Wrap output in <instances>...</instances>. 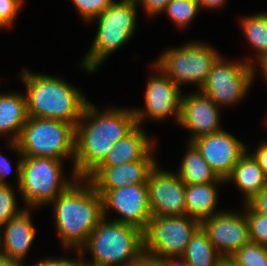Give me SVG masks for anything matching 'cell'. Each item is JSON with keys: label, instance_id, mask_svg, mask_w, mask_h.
Masks as SVG:
<instances>
[{"label": "cell", "instance_id": "cell-23", "mask_svg": "<svg viewBox=\"0 0 267 266\" xmlns=\"http://www.w3.org/2000/svg\"><path fill=\"white\" fill-rule=\"evenodd\" d=\"M189 148L183 157L179 172L177 175L185 183L189 185L206 184L211 182L224 183L225 180L219 178L211 169L209 164L203 159L200 151L196 146L189 142Z\"/></svg>", "mask_w": 267, "mask_h": 266}, {"label": "cell", "instance_id": "cell-4", "mask_svg": "<svg viewBox=\"0 0 267 266\" xmlns=\"http://www.w3.org/2000/svg\"><path fill=\"white\" fill-rule=\"evenodd\" d=\"M107 220L97 225L83 246L93 257L92 262L82 258L83 266H126L144 252L142 230Z\"/></svg>", "mask_w": 267, "mask_h": 266}, {"label": "cell", "instance_id": "cell-35", "mask_svg": "<svg viewBox=\"0 0 267 266\" xmlns=\"http://www.w3.org/2000/svg\"><path fill=\"white\" fill-rule=\"evenodd\" d=\"M126 266H162L161 260L143 252L137 259Z\"/></svg>", "mask_w": 267, "mask_h": 266}, {"label": "cell", "instance_id": "cell-19", "mask_svg": "<svg viewBox=\"0 0 267 266\" xmlns=\"http://www.w3.org/2000/svg\"><path fill=\"white\" fill-rule=\"evenodd\" d=\"M144 131L141 126L137 125L112 146L105 159L97 167H112L142 160L154 149V142H151Z\"/></svg>", "mask_w": 267, "mask_h": 266}, {"label": "cell", "instance_id": "cell-39", "mask_svg": "<svg viewBox=\"0 0 267 266\" xmlns=\"http://www.w3.org/2000/svg\"><path fill=\"white\" fill-rule=\"evenodd\" d=\"M162 266H187V264L180 258L177 261L175 258H165L161 260Z\"/></svg>", "mask_w": 267, "mask_h": 266}, {"label": "cell", "instance_id": "cell-14", "mask_svg": "<svg viewBox=\"0 0 267 266\" xmlns=\"http://www.w3.org/2000/svg\"><path fill=\"white\" fill-rule=\"evenodd\" d=\"M160 74L153 75L145 91V109H133L136 117V124L142 126V120L150 116L155 120L166 119L174 115L177 121L180 119V107L182 92L155 64L153 65Z\"/></svg>", "mask_w": 267, "mask_h": 266}, {"label": "cell", "instance_id": "cell-25", "mask_svg": "<svg viewBox=\"0 0 267 266\" xmlns=\"http://www.w3.org/2000/svg\"><path fill=\"white\" fill-rule=\"evenodd\" d=\"M241 27L257 58L267 53V12L242 17Z\"/></svg>", "mask_w": 267, "mask_h": 266}, {"label": "cell", "instance_id": "cell-43", "mask_svg": "<svg viewBox=\"0 0 267 266\" xmlns=\"http://www.w3.org/2000/svg\"><path fill=\"white\" fill-rule=\"evenodd\" d=\"M219 266H237L232 260L229 258H224Z\"/></svg>", "mask_w": 267, "mask_h": 266}, {"label": "cell", "instance_id": "cell-27", "mask_svg": "<svg viewBox=\"0 0 267 266\" xmlns=\"http://www.w3.org/2000/svg\"><path fill=\"white\" fill-rule=\"evenodd\" d=\"M229 259L237 266H267V247L250 241Z\"/></svg>", "mask_w": 267, "mask_h": 266}, {"label": "cell", "instance_id": "cell-3", "mask_svg": "<svg viewBox=\"0 0 267 266\" xmlns=\"http://www.w3.org/2000/svg\"><path fill=\"white\" fill-rule=\"evenodd\" d=\"M20 78L26 85L28 117L55 119L76 127L89 102L77 88L61 78L28 70Z\"/></svg>", "mask_w": 267, "mask_h": 266}, {"label": "cell", "instance_id": "cell-29", "mask_svg": "<svg viewBox=\"0 0 267 266\" xmlns=\"http://www.w3.org/2000/svg\"><path fill=\"white\" fill-rule=\"evenodd\" d=\"M14 189L9 184H0V226L18 216L24 209L17 208Z\"/></svg>", "mask_w": 267, "mask_h": 266}, {"label": "cell", "instance_id": "cell-18", "mask_svg": "<svg viewBox=\"0 0 267 266\" xmlns=\"http://www.w3.org/2000/svg\"><path fill=\"white\" fill-rule=\"evenodd\" d=\"M30 216L31 213L27 207L3 225L4 235L0 234V248L17 266L22 264L36 234Z\"/></svg>", "mask_w": 267, "mask_h": 266}, {"label": "cell", "instance_id": "cell-31", "mask_svg": "<svg viewBox=\"0 0 267 266\" xmlns=\"http://www.w3.org/2000/svg\"><path fill=\"white\" fill-rule=\"evenodd\" d=\"M23 0H0V13L12 25L21 10Z\"/></svg>", "mask_w": 267, "mask_h": 266}, {"label": "cell", "instance_id": "cell-41", "mask_svg": "<svg viewBox=\"0 0 267 266\" xmlns=\"http://www.w3.org/2000/svg\"><path fill=\"white\" fill-rule=\"evenodd\" d=\"M256 60L258 61L257 63L260 65L259 67H261L263 75L267 80V53L261 55L259 58H256Z\"/></svg>", "mask_w": 267, "mask_h": 266}, {"label": "cell", "instance_id": "cell-30", "mask_svg": "<svg viewBox=\"0 0 267 266\" xmlns=\"http://www.w3.org/2000/svg\"><path fill=\"white\" fill-rule=\"evenodd\" d=\"M74 7L84 20L98 17L114 0H72Z\"/></svg>", "mask_w": 267, "mask_h": 266}, {"label": "cell", "instance_id": "cell-10", "mask_svg": "<svg viewBox=\"0 0 267 266\" xmlns=\"http://www.w3.org/2000/svg\"><path fill=\"white\" fill-rule=\"evenodd\" d=\"M227 63L219 56L212 64L205 84L199 89L216 105H227L242 100L251 87L255 73L253 63Z\"/></svg>", "mask_w": 267, "mask_h": 266}, {"label": "cell", "instance_id": "cell-36", "mask_svg": "<svg viewBox=\"0 0 267 266\" xmlns=\"http://www.w3.org/2000/svg\"><path fill=\"white\" fill-rule=\"evenodd\" d=\"M252 155L258 161L267 179V142L261 143Z\"/></svg>", "mask_w": 267, "mask_h": 266}, {"label": "cell", "instance_id": "cell-37", "mask_svg": "<svg viewBox=\"0 0 267 266\" xmlns=\"http://www.w3.org/2000/svg\"><path fill=\"white\" fill-rule=\"evenodd\" d=\"M10 161L0 153V184H8L5 177L11 172Z\"/></svg>", "mask_w": 267, "mask_h": 266}, {"label": "cell", "instance_id": "cell-17", "mask_svg": "<svg viewBox=\"0 0 267 266\" xmlns=\"http://www.w3.org/2000/svg\"><path fill=\"white\" fill-rule=\"evenodd\" d=\"M219 106L200 90L181 97L178 124L191 131V141L198 137L219 132Z\"/></svg>", "mask_w": 267, "mask_h": 266}, {"label": "cell", "instance_id": "cell-7", "mask_svg": "<svg viewBox=\"0 0 267 266\" xmlns=\"http://www.w3.org/2000/svg\"><path fill=\"white\" fill-rule=\"evenodd\" d=\"M76 127L72 124L28 117L17 144L23 157H46L62 160L75 158Z\"/></svg>", "mask_w": 267, "mask_h": 266}, {"label": "cell", "instance_id": "cell-9", "mask_svg": "<svg viewBox=\"0 0 267 266\" xmlns=\"http://www.w3.org/2000/svg\"><path fill=\"white\" fill-rule=\"evenodd\" d=\"M200 222L185 215L152 216L143 231L144 252L159 258H181ZM177 257V258H176Z\"/></svg>", "mask_w": 267, "mask_h": 266}, {"label": "cell", "instance_id": "cell-42", "mask_svg": "<svg viewBox=\"0 0 267 266\" xmlns=\"http://www.w3.org/2000/svg\"><path fill=\"white\" fill-rule=\"evenodd\" d=\"M11 24L4 18V16L0 13V29L10 27Z\"/></svg>", "mask_w": 267, "mask_h": 266}, {"label": "cell", "instance_id": "cell-8", "mask_svg": "<svg viewBox=\"0 0 267 266\" xmlns=\"http://www.w3.org/2000/svg\"><path fill=\"white\" fill-rule=\"evenodd\" d=\"M219 56L210 45L191 42L164 51L155 65L179 88L185 83H195L201 89Z\"/></svg>", "mask_w": 267, "mask_h": 266}, {"label": "cell", "instance_id": "cell-6", "mask_svg": "<svg viewBox=\"0 0 267 266\" xmlns=\"http://www.w3.org/2000/svg\"><path fill=\"white\" fill-rule=\"evenodd\" d=\"M137 6L135 0L114 1L98 17L97 34L82 66L94 72L110 53L120 48L132 37L136 29Z\"/></svg>", "mask_w": 267, "mask_h": 266}, {"label": "cell", "instance_id": "cell-1", "mask_svg": "<svg viewBox=\"0 0 267 266\" xmlns=\"http://www.w3.org/2000/svg\"><path fill=\"white\" fill-rule=\"evenodd\" d=\"M136 126L133 109L108 108L102 112L88 102L76 125L72 173L75 181L85 179L105 159L112 146Z\"/></svg>", "mask_w": 267, "mask_h": 266}, {"label": "cell", "instance_id": "cell-33", "mask_svg": "<svg viewBox=\"0 0 267 266\" xmlns=\"http://www.w3.org/2000/svg\"><path fill=\"white\" fill-rule=\"evenodd\" d=\"M78 259H66L65 258H46L44 260H41L40 262H37L36 264H33L31 266H83L82 264V255H80L78 251ZM19 266H24V264H20ZM26 266V265H25Z\"/></svg>", "mask_w": 267, "mask_h": 266}, {"label": "cell", "instance_id": "cell-28", "mask_svg": "<svg viewBox=\"0 0 267 266\" xmlns=\"http://www.w3.org/2000/svg\"><path fill=\"white\" fill-rule=\"evenodd\" d=\"M244 205L251 241L267 247V216L254 212L246 203Z\"/></svg>", "mask_w": 267, "mask_h": 266}, {"label": "cell", "instance_id": "cell-2", "mask_svg": "<svg viewBox=\"0 0 267 266\" xmlns=\"http://www.w3.org/2000/svg\"><path fill=\"white\" fill-rule=\"evenodd\" d=\"M81 182L87 184L81 185ZM52 202L55 226L64 247H75L82 255L90 234L104 219L101 195L88 180L78 178Z\"/></svg>", "mask_w": 267, "mask_h": 266}, {"label": "cell", "instance_id": "cell-38", "mask_svg": "<svg viewBox=\"0 0 267 266\" xmlns=\"http://www.w3.org/2000/svg\"><path fill=\"white\" fill-rule=\"evenodd\" d=\"M199 2L200 9L205 8H220L224 3H226V0H197Z\"/></svg>", "mask_w": 267, "mask_h": 266}, {"label": "cell", "instance_id": "cell-40", "mask_svg": "<svg viewBox=\"0 0 267 266\" xmlns=\"http://www.w3.org/2000/svg\"><path fill=\"white\" fill-rule=\"evenodd\" d=\"M0 266H17L1 248H0Z\"/></svg>", "mask_w": 267, "mask_h": 266}, {"label": "cell", "instance_id": "cell-24", "mask_svg": "<svg viewBox=\"0 0 267 266\" xmlns=\"http://www.w3.org/2000/svg\"><path fill=\"white\" fill-rule=\"evenodd\" d=\"M181 259L187 266H219L224 258L200 227L191 237Z\"/></svg>", "mask_w": 267, "mask_h": 266}, {"label": "cell", "instance_id": "cell-20", "mask_svg": "<svg viewBox=\"0 0 267 266\" xmlns=\"http://www.w3.org/2000/svg\"><path fill=\"white\" fill-rule=\"evenodd\" d=\"M233 180V181H232ZM225 181H232L244 194L245 203L267 186V179L255 157L246 151Z\"/></svg>", "mask_w": 267, "mask_h": 266}, {"label": "cell", "instance_id": "cell-13", "mask_svg": "<svg viewBox=\"0 0 267 266\" xmlns=\"http://www.w3.org/2000/svg\"><path fill=\"white\" fill-rule=\"evenodd\" d=\"M152 216H182L186 214V184L172 172L159 170L158 164L147 180Z\"/></svg>", "mask_w": 267, "mask_h": 266}, {"label": "cell", "instance_id": "cell-26", "mask_svg": "<svg viewBox=\"0 0 267 266\" xmlns=\"http://www.w3.org/2000/svg\"><path fill=\"white\" fill-rule=\"evenodd\" d=\"M200 6L197 0H171L165 7L164 12L178 26L185 27L197 16Z\"/></svg>", "mask_w": 267, "mask_h": 266}, {"label": "cell", "instance_id": "cell-16", "mask_svg": "<svg viewBox=\"0 0 267 266\" xmlns=\"http://www.w3.org/2000/svg\"><path fill=\"white\" fill-rule=\"evenodd\" d=\"M152 151L153 149L142 160L112 167H96L85 179L101 196L111 189L147 183L150 172L157 165Z\"/></svg>", "mask_w": 267, "mask_h": 266}, {"label": "cell", "instance_id": "cell-34", "mask_svg": "<svg viewBox=\"0 0 267 266\" xmlns=\"http://www.w3.org/2000/svg\"><path fill=\"white\" fill-rule=\"evenodd\" d=\"M136 3L139 5L141 3L147 12V14L150 16L157 15L158 13H161L164 11L166 5L171 0H135Z\"/></svg>", "mask_w": 267, "mask_h": 266}, {"label": "cell", "instance_id": "cell-21", "mask_svg": "<svg viewBox=\"0 0 267 266\" xmlns=\"http://www.w3.org/2000/svg\"><path fill=\"white\" fill-rule=\"evenodd\" d=\"M217 184L221 183L186 184L185 208L187 216L201 223L205 219L219 213L215 211V206L218 203Z\"/></svg>", "mask_w": 267, "mask_h": 266}, {"label": "cell", "instance_id": "cell-5", "mask_svg": "<svg viewBox=\"0 0 267 266\" xmlns=\"http://www.w3.org/2000/svg\"><path fill=\"white\" fill-rule=\"evenodd\" d=\"M21 156L17 162V182L24 202L29 206L47 205L65 192L75 181L62 175V160L46 157H23L17 142L9 141Z\"/></svg>", "mask_w": 267, "mask_h": 266}, {"label": "cell", "instance_id": "cell-12", "mask_svg": "<svg viewBox=\"0 0 267 266\" xmlns=\"http://www.w3.org/2000/svg\"><path fill=\"white\" fill-rule=\"evenodd\" d=\"M200 227L223 258H229L251 241L245 213L222 211L202 221Z\"/></svg>", "mask_w": 267, "mask_h": 266}, {"label": "cell", "instance_id": "cell-22", "mask_svg": "<svg viewBox=\"0 0 267 266\" xmlns=\"http://www.w3.org/2000/svg\"><path fill=\"white\" fill-rule=\"evenodd\" d=\"M28 119L26 98L21 93L0 94V135L12 133L10 141H17Z\"/></svg>", "mask_w": 267, "mask_h": 266}, {"label": "cell", "instance_id": "cell-15", "mask_svg": "<svg viewBox=\"0 0 267 266\" xmlns=\"http://www.w3.org/2000/svg\"><path fill=\"white\" fill-rule=\"evenodd\" d=\"M192 143L216 175L224 180L247 151L241 141L225 130L198 137Z\"/></svg>", "mask_w": 267, "mask_h": 266}, {"label": "cell", "instance_id": "cell-11", "mask_svg": "<svg viewBox=\"0 0 267 266\" xmlns=\"http://www.w3.org/2000/svg\"><path fill=\"white\" fill-rule=\"evenodd\" d=\"M104 218L107 210L114 209L121 217L112 220L129 224L144 231L152 217L147 183L129 184L111 189L102 196Z\"/></svg>", "mask_w": 267, "mask_h": 266}, {"label": "cell", "instance_id": "cell-32", "mask_svg": "<svg viewBox=\"0 0 267 266\" xmlns=\"http://www.w3.org/2000/svg\"><path fill=\"white\" fill-rule=\"evenodd\" d=\"M246 204L254 212L267 216V186L254 195Z\"/></svg>", "mask_w": 267, "mask_h": 266}]
</instances>
